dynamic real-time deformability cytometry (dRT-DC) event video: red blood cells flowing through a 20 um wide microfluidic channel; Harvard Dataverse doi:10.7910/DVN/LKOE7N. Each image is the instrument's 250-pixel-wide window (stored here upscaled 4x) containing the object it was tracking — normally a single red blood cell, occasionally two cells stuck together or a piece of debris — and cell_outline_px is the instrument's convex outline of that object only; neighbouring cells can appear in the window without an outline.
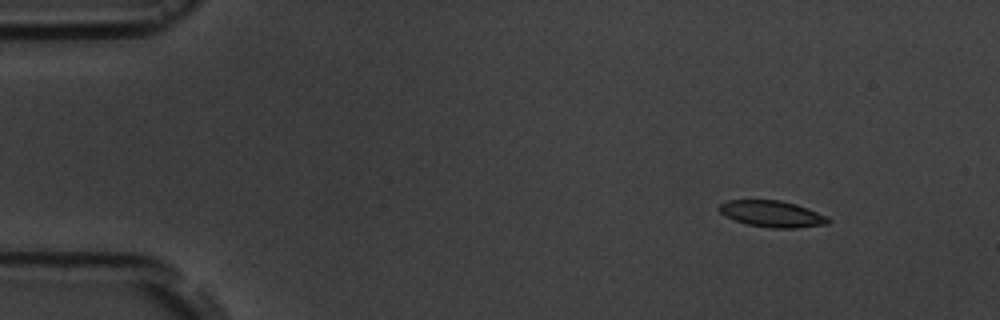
{"species": "common noctule bat (a hibernating species)", "species_latin": "Nyctalus noctula", "temperature_condition": "room temperature", "stored_images_in_passage": 3, "camera_frame_rate_fps": 3000, "um_per_image_px": 0.085, "animal": {"sex": "male", "body_mass_g": 19.5, "forearm_length_mm": 54.6}, "frame": {"image": 1, "passage_image": 1, "time_ms": 0.0, "image_size_px": [1000, 320], "cell_outline_px": [[832, 220], [828, 224], [796, 228], [772, 228], [748, 224], [724, 216], [716, 208], [720, 204], [728, 200], [780, 200], [796, 204], [828, 216]], "centroid_in_image_um": [65.64, 18.18], "position_along_channel_um": 19.4, "area_um2": 16.82}}
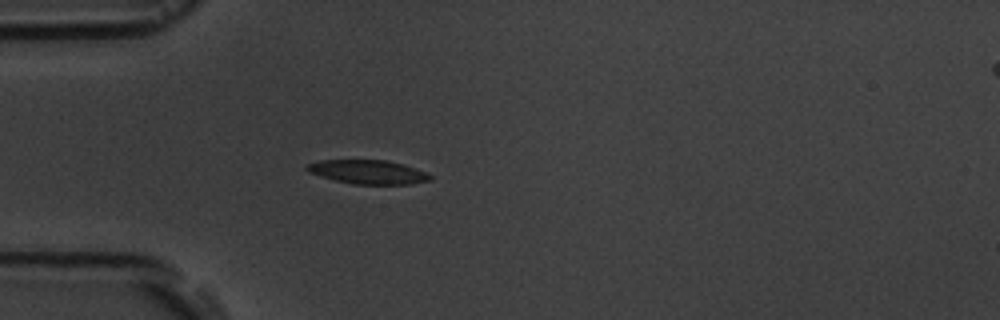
{"frame": {"image": 2, "passage_image": 3, "time_ms": 3.333, "image_size_px": [1000, 320], "cell_outline_px": [[432, 180], [412, 184], [352, 184], [320, 176], [308, 172], [304, 168], [308, 164], [320, 160], [388, 160], [404, 164], [424, 172], [432, 176]], "centroid_in_image_um": [31.28, 14.62], "position_along_channel_um": 53.7, "area_um2": 17.17}}